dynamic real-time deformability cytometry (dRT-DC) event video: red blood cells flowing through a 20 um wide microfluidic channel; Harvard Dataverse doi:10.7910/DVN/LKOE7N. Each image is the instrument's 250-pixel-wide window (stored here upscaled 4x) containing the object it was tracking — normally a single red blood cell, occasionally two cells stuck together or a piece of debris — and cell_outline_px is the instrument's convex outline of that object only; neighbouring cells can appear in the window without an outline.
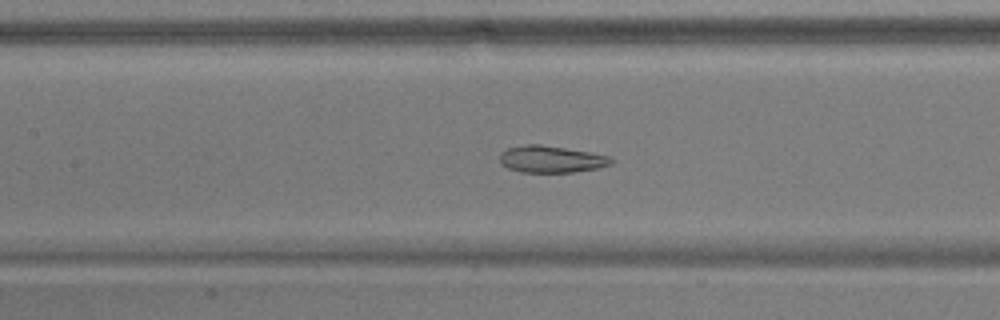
{"species": "common noctule bat (a hibernating species)", "species_latin": "Nyctalus noctula", "temperature_condition": "warm", "stored_images_in_passage": 33, "camera_frame_rate_fps": 3000, "um_per_image_px": 0.085, "animal": {"sex": "male", "body_mass_g": 17.9}, "frame": {"image": 1, "passage_image": 10, "time_ms": 3.0, "image_size_px": [1000, 320], "cell_outline_px": [[612, 164], [596, 168], [572, 172], [520, 172], [508, 168], [500, 164], [500, 152], [508, 148], [528, 144], [540, 144], [612, 156]], "centroid_in_image_um": [46.82, 13.53], "position_along_channel_um": 160.6, "area_um2": 17.34}}
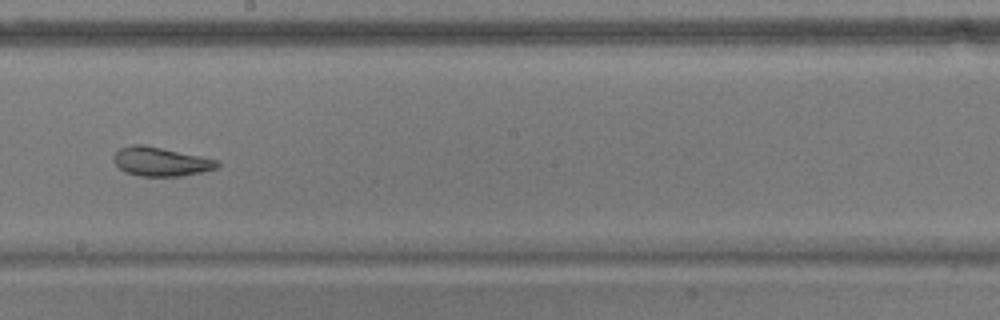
{"frame": {"image": 2, "passage_image": 16, "time_ms": 5.0, "image_size_px": [1000, 320], "cell_outline_px": [[220, 164], [216, 168], [200, 172], [180, 176], [140, 176], [124, 172], [112, 160], [112, 156], [120, 148], [132, 144], [144, 144], [200, 156], [216, 160]], "centroid_in_image_um": [13.6, 13.73], "position_along_channel_um": 234.6, "area_um2": 17.4}}
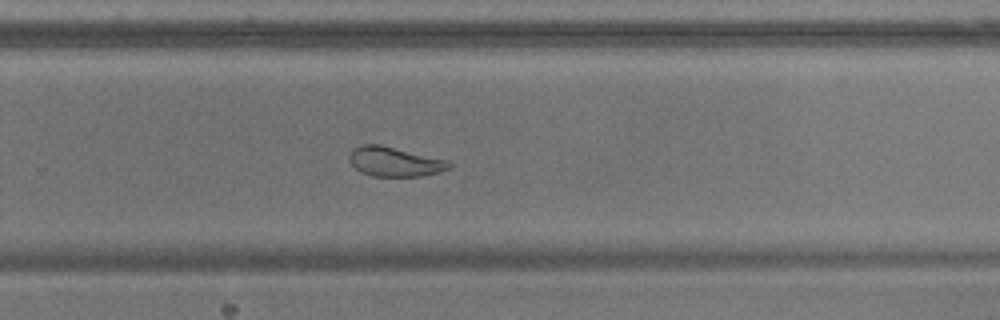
{"frame": {"image": 3, "passage_image": 21, "time_ms": 6.667, "image_size_px": [1000, 320], "cell_outline_px": [[452, 168], [440, 172], [424, 176], [372, 176], [360, 172], [348, 160], [348, 156], [352, 148], [360, 144], [380, 144], [448, 160], [452, 164]], "centroid_in_image_um": [33.54, 13.74], "position_along_channel_um": 296.3, "area_um2": 17.46}, "authors_computed_cell_mechanics": {"area_um2": 18.3804, "velocity_mm_per_s": 3.7169, "shape_relaxation_time_tau1_ms": null, "shape_relaxation_time_tau2_ms": 1.7266, "deformation_change_tau1": null, "deformation_change_tau2": 0.0939}}